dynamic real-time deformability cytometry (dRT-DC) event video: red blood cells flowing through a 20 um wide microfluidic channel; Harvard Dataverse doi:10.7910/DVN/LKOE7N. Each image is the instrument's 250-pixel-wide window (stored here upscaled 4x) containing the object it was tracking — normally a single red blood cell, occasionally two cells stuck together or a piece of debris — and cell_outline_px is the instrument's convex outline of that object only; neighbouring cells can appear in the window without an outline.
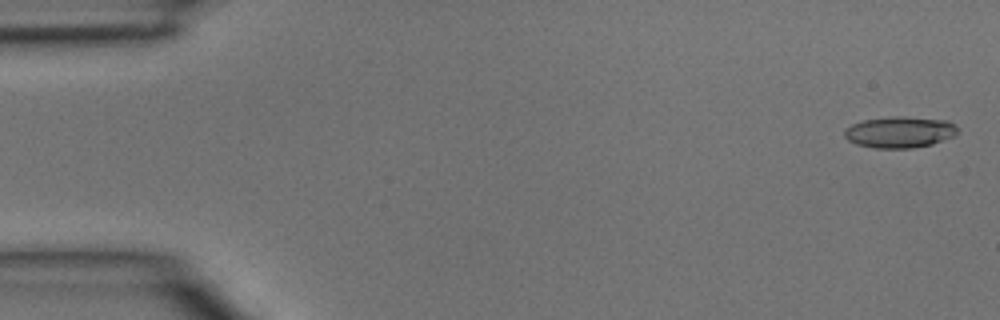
{"species": "common noctule bat (a hibernating species)", "species_latin": "Nyctalus noctula", "temperature_condition": "room temperature", "stored_images_in_passage": 4, "segment_of_instrument_passage": [1, 2], "camera_frame_rate_fps": 3000, "um_per_image_px": 0.085, "animal": {"sex": "male", "body_mass_g": 15.6}, "frame": {"image": 1, "passage_image": 1, "time_ms": 0.0, "image_size_px": [1000, 320], "cell_outline_px": [[960, 128], [952, 136], [932, 144], [912, 148], [876, 148], [856, 144], [848, 140], [844, 136], [844, 132], [852, 124], [864, 120], [892, 116], [904, 116], [948, 120]], "centroid_in_image_um": [76.49, 11.22], "position_along_channel_um": 8.5, "area_um2": 20.58}}
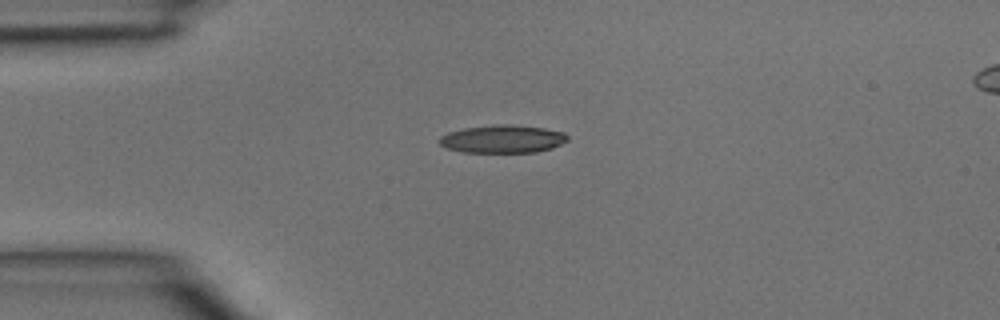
{"frame": {"image": 2, "passage_image": 3, "time_ms": 0.667, "image_size_px": [1000, 320], "cell_outline_px": [[568, 140], [552, 148], [536, 152], [464, 152], [448, 148], [440, 144], [440, 136], [448, 132], [464, 128], [508, 124], [544, 128], [564, 132], [568, 136]], "centroid_in_image_um": [42.75, 11.82], "position_along_channel_um": 42.3, "area_um2": 20.58}}